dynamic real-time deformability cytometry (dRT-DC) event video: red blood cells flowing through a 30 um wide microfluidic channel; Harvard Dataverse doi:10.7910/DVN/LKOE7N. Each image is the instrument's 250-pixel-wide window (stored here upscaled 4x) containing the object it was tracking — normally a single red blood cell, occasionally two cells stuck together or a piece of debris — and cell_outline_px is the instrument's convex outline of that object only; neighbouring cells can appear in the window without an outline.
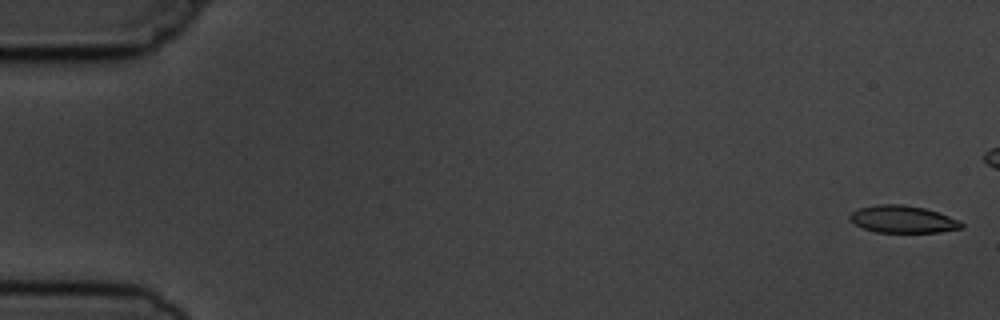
{"species": "common noctule bat (a hibernating species)", "species_latin": "Nyctalus noctula", "temperature_condition": "cold", "stored_images_in_passage": 8, "camera_frame_rate_fps": 3000, "um_per_image_px": 0.085, "animal": {"sex": "male", "body_mass_g": 19.5, "forearm_length_mm": 54.6}, "frame": {"image": 1, "passage_image": 1, "time_ms": 0.0, "image_size_px": [1000, 320], "cell_outline_px": [[964, 228], [940, 232], [876, 232], [860, 228], [848, 220], [848, 216], [852, 212], [860, 208], [876, 204], [904, 204], [924, 208], [960, 220], [964, 224]], "centroid_in_image_um": [76.71, 18.64], "position_along_channel_um": 8.3, "area_um2": 17.92}}
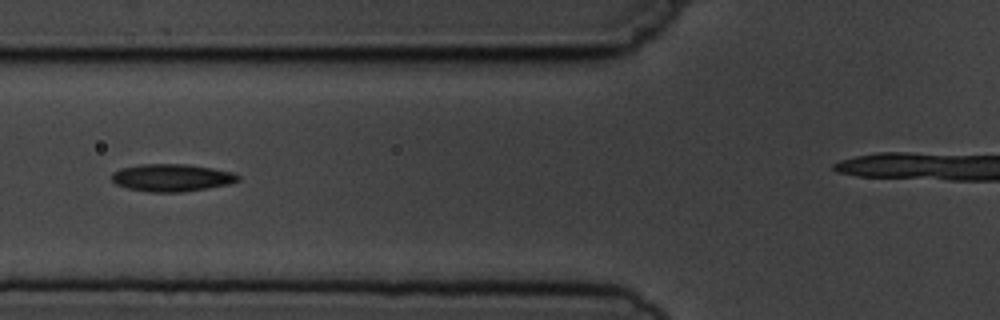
{"frame": {"image": 2, "passage_image": 7, "time_ms": 6.667, "image_size_px": [1000, 320], "cell_outline_px": [[240, 180], [228, 184], [208, 188], [180, 192], [148, 192], [128, 188], [116, 184], [112, 180], [112, 172], [120, 168], [140, 164], [188, 164], [212, 168], [232, 172], [240, 176]], "centroid_in_image_um": [14.59, 15.1], "position_along_channel_um": 111.2, "area_um2": 20.23}}